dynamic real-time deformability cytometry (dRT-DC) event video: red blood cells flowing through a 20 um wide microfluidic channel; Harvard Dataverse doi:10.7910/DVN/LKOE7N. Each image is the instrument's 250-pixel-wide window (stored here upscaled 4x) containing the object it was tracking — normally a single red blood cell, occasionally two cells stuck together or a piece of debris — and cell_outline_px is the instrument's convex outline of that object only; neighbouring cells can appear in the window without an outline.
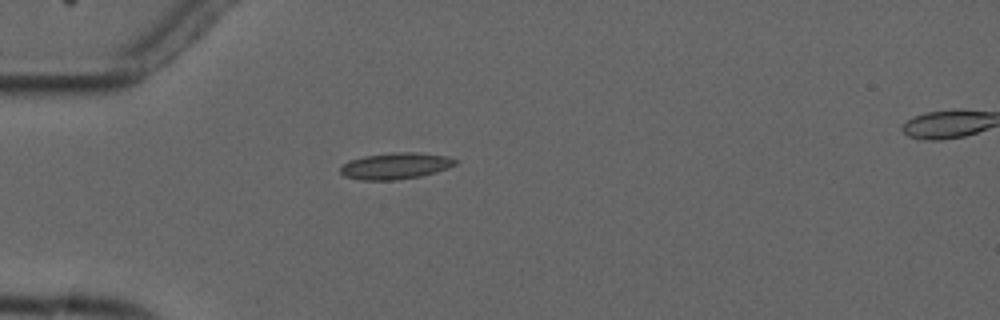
{"species": "common noctule bat (a hibernating species)", "species_latin": "Nyctalus noctula", "temperature_condition": "cold", "stored_images_in_passage": 3, "camera_frame_rate_fps": 3000, "um_per_image_px": 0.085, "animal": {"sex": "male", "forearm_length_mm": 52.5}, "frame": {"image": 1, "passage_image": 2, "time_ms": 2.0, "image_size_px": [1000, 320], "cell_outline_px": [[456, 164], [448, 168], [436, 172], [420, 176], [396, 180], [360, 180], [344, 176], [340, 172], [340, 168], [348, 160], [364, 156], [392, 152], [416, 152], [448, 156], [456, 160]], "centroid_in_image_um": [33.6, 14.1], "position_along_channel_um": 51.4, "area_um2": 17.74}}